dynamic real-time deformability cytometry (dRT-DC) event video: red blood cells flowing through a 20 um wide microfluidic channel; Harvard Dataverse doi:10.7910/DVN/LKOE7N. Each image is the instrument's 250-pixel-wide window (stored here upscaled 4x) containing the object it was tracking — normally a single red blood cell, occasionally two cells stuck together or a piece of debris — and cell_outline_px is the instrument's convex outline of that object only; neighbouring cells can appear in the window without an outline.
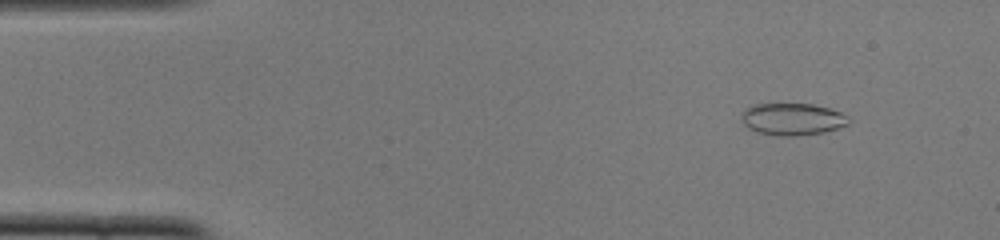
{"species": "common noctule bat (a hibernating species)", "species_latin": "Nyctalus noctula", "temperature_condition": "cold", "stored_images_in_passage": 51, "camera_frame_rate_fps": 3000, "um_per_image_px": 0.085, "animal": {"sex": "female", "body_mass_g": 22.0, "forearm_length_mm": 56.7}, "frame": {"image": 1, "passage_image": 5, "time_ms": 1.333, "image_size_px": [1000, 240], "cell_outline_px": [[848, 124], [824, 132], [796, 136], [776, 136], [756, 132], [748, 128], [744, 124], [740, 116], [740, 112], [756, 104], [812, 104], [828, 108], [840, 112], [848, 116]], "centroid_in_image_um": [67.31, 10.14], "position_along_channel_um": 17.7, "area_um2": 20.0}}
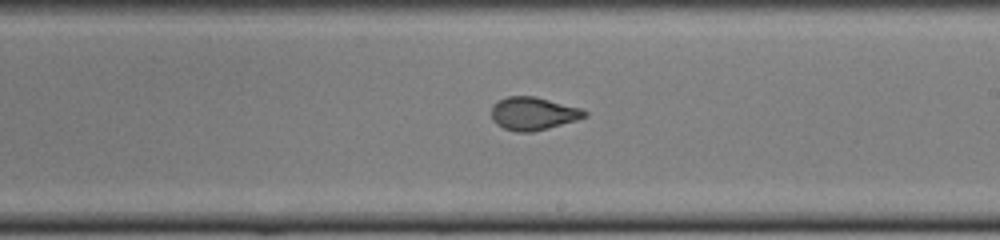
{"frame": {"image": 2, "passage_image": 29, "time_ms": 9.333, "image_size_px": [1000, 240], "cell_outline_px": [[588, 116], [576, 120], [548, 128], [532, 132], [516, 132], [504, 128], [496, 124], [492, 120], [492, 108], [500, 100], [508, 96], [536, 96], [580, 108], [588, 112]], "centroid_in_image_um": [45.34, 9.66], "position_along_channel_um": 243.7, "area_um2": 17.8}}
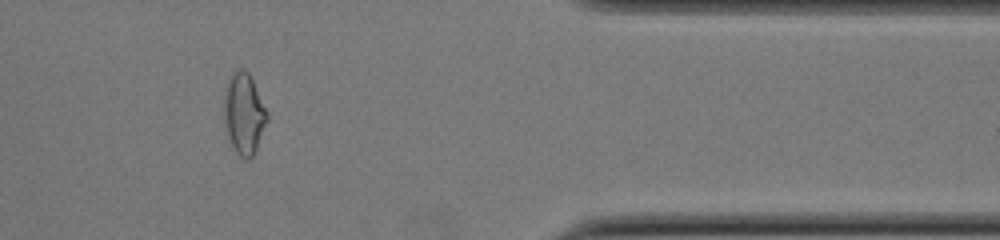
{"frame": {"image": 3, "passage_image": 42, "time_ms": 13.667, "image_size_px": [1000, 240], "cell_outline_px": [[268, 120], [256, 148], [252, 156], [248, 160], [240, 156], [236, 152], [228, 136], [224, 124], [224, 88], [228, 76], [236, 68], [244, 68], [248, 72], [268, 112]], "centroid_in_image_um": [20.71, 9.6], "position_along_channel_um": 390.7, "area_um2": 20.46}, "authors_computed_cell_mechanics": {"area_um2": 19.074, "velocity_mm_per_s": 3.9286, "shape_relaxation_time_tau1_ms": 7.5712, "shape_relaxation_time_tau2_ms": 0.7565, "deformation_change_tau1": 0.1777, "deformation_change_tau2": 0.0569}}